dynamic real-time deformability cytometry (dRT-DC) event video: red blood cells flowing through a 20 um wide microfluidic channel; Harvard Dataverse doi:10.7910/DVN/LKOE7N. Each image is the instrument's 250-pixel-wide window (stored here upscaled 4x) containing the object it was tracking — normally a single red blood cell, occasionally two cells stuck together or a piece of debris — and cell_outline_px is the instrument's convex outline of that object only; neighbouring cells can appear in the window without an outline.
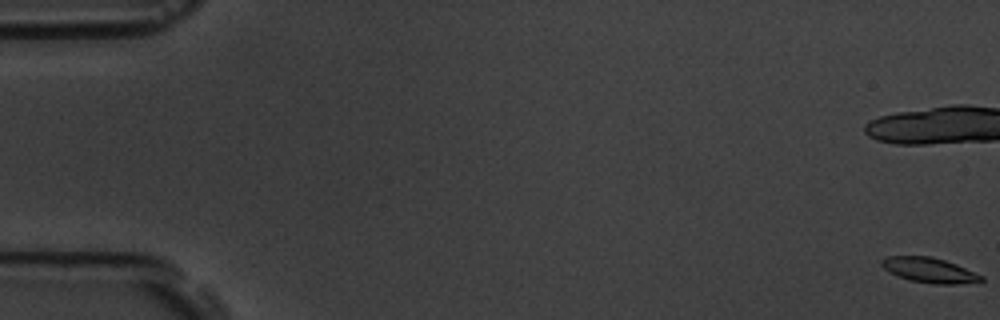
{"species": "common noctule bat (a hibernating species)", "species_latin": "Nyctalus noctula", "temperature_condition": "room temperature", "stored_images_in_passage": 9, "camera_frame_rate_fps": 3000, "um_per_image_px": 0.085, "animal": {"sex": "male", "body_mass_g": 19.5, "forearm_length_mm": 54.6}, "frame": {"image": 1, "passage_image": 1, "time_ms": 0.0, "image_size_px": [1000, 320], "cell_outline_px": [[984, 280], [980, 284], [932, 284], [912, 280], [896, 276], [884, 268], [880, 264], [880, 260], [888, 256], [932, 256], [956, 264], [984, 276]], "centroid_in_image_um": [79.06, 22.98], "position_along_channel_um": 5.9, "area_um2": 14.8}}